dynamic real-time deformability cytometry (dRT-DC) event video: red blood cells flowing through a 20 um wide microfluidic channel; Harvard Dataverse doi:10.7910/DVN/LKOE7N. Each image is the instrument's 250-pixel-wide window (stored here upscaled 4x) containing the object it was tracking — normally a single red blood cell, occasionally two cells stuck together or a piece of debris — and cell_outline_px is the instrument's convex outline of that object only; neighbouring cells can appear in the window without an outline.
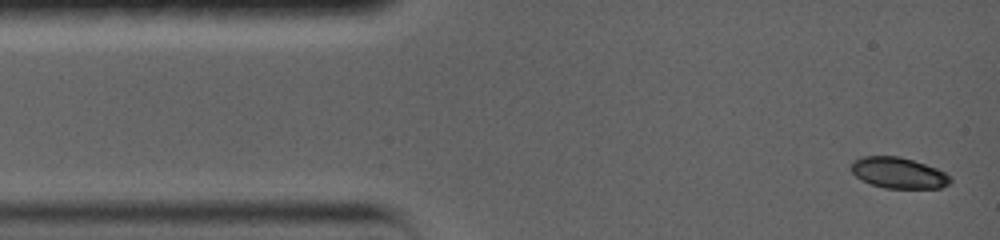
{"species": "common noctule bat (a hibernating species)", "species_latin": "Nyctalus noctula", "temperature_condition": "warm", "stored_images_in_passage": 28, "camera_frame_rate_fps": 5000, "um_per_image_px": 0.085, "animal": {"sex": "female", "body_mass_g": 19.0, "forearm_length_mm": 56.7}, "frame": {"image": 1, "passage_image": 1, "time_ms": 0.0, "image_size_px": [1000, 240], "cell_outline_px": [[952, 180], [948, 184], [940, 188], [884, 188], [872, 184], [856, 176], [848, 168], [852, 160], [864, 156], [900, 156], [936, 168], [944, 172]], "centroid_in_image_um": [76.32, 14.68], "position_along_channel_um": 8.7, "area_um2": 17.8}}
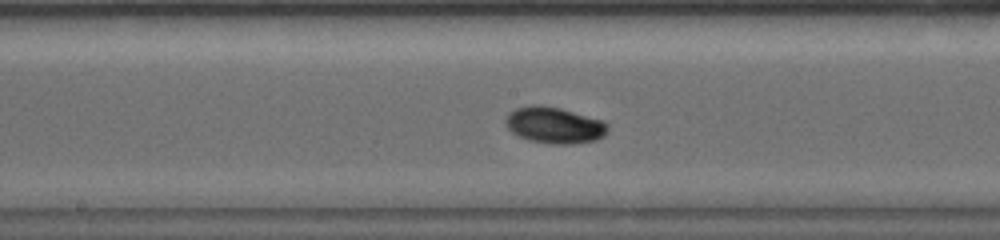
{"frame": {"image": 2, "passage_image": 12, "time_ms": 7.0, "image_size_px": [1000, 240], "cell_outline_px": [[608, 128], [604, 136], [596, 140], [576, 144], [544, 144], [528, 140], [512, 132], [508, 128], [508, 116], [512, 112], [520, 108], [556, 108], [600, 120]], "centroid_in_image_um": [47.18, 10.73], "position_along_channel_um": 201.0, "area_um2": 20.35}}
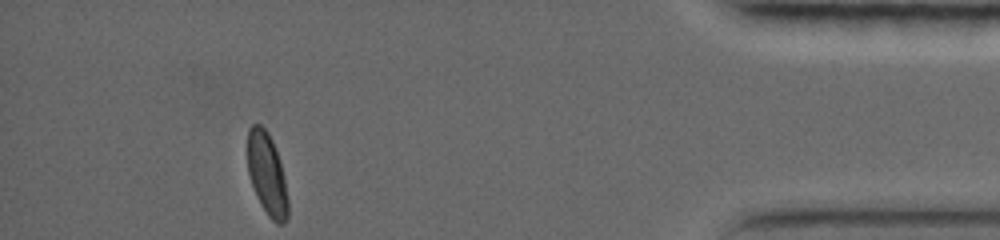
{"frame": {"image": 3, "passage_image": 28, "time_ms": 14.2, "image_size_px": [1000, 240], "cell_outline_px": [[288, 216], [284, 224], [276, 224], [268, 216], [260, 204], [256, 196], [248, 172], [248, 128], [252, 124], [260, 124], [268, 132], [272, 140], [284, 176], [288, 200]], "centroid_in_image_um": [22.69, 14.83], "position_along_channel_um": 412.5, "area_um2": 19.31}, "authors_computed_cell_mechanics": {"area_um2": 19.2763, "velocity_mm_per_s": 3.7746, "shape_relaxation_time_tau1_ms": 2.0387, "shape_relaxation_time_tau2_ms": null, "deformation_change_tau1": 0.0976, "deformation_change_tau2": null}}